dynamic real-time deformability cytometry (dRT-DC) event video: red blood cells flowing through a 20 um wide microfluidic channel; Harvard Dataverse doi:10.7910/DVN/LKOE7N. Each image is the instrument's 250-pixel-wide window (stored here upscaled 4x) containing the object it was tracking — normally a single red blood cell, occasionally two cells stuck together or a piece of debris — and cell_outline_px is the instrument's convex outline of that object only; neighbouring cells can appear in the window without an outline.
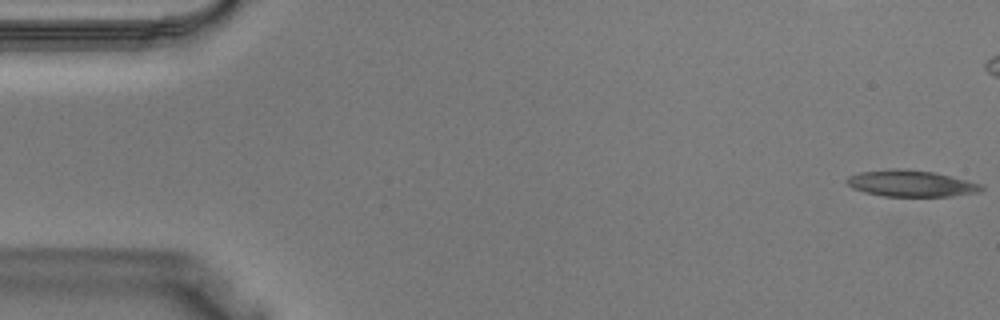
{"species": "Egyptian fruit bat (a non-hibernating species)", "species_latin": "Rousettus aegyptiacus", "temperature_condition": "warm", "stored_images_in_passage": 40, "camera_frame_rate_fps": 3000, "um_per_image_px": 0.085, "animal": {"sex": "male"}, "frame": {"image": 1, "passage_image": 1, "time_ms": 0.0, "image_size_px": [1000, 320], "cell_outline_px": [[984, 188], [976, 192], [952, 196], [884, 196], [864, 192], [852, 188], [844, 180], [848, 176], [860, 172], [896, 168], [936, 172], [980, 184]], "centroid_in_image_um": [77.38, 15.59], "position_along_channel_um": 7.6, "area_um2": 20.52}}